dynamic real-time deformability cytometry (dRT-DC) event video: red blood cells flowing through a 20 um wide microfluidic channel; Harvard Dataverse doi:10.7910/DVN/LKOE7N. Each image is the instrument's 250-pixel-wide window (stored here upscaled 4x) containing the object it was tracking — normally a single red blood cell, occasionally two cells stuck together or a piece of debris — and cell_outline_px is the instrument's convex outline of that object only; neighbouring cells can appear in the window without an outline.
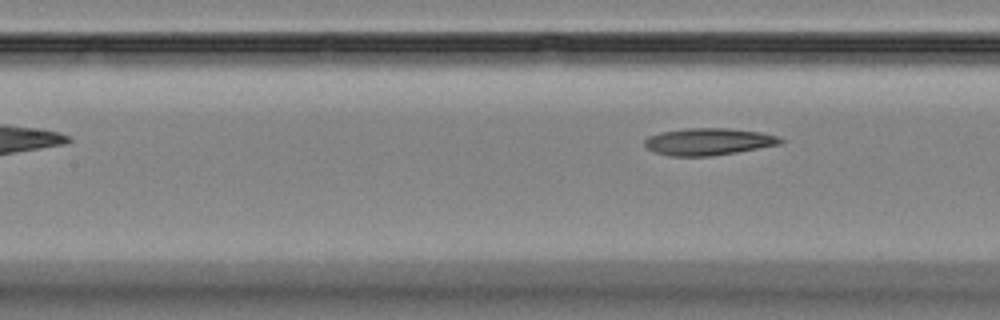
{"species": "Egyptian fruit bat (a non-hibernating species)", "species_latin": "Rousettus aegyptiacus", "temperature_condition": "room temperature", "stored_images_in_passage": 5, "camera_frame_rate_fps": 3000, "um_per_image_px": 0.085, "animal": {"sex": "female"}, "frame": {"image": 1, "passage_image": 5, "time_ms": 5.333, "image_size_px": [1000, 320], "cell_outline_px": [[784, 140], [780, 144], [736, 152], [708, 156], [668, 156], [656, 152], [648, 148], [644, 144], [644, 140], [648, 136], [660, 132], [684, 128], [728, 128], [760, 132], [780, 136]], "centroid_in_image_um": [60.21, 12.03], "position_along_channel_um": 147.2, "area_um2": 21.39}}